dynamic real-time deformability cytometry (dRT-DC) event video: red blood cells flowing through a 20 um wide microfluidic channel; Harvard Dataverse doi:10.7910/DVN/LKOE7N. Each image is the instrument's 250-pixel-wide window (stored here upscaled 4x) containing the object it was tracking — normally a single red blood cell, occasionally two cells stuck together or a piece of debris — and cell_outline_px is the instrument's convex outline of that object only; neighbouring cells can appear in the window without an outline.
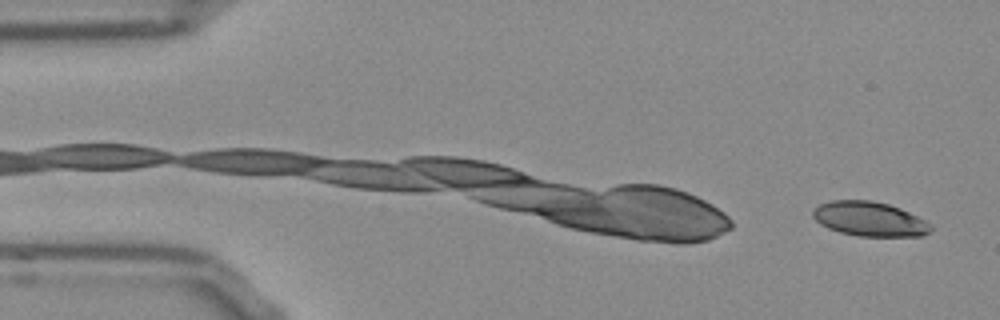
{"species": "Egyptian fruit bat (a non-hibernating species)", "species_latin": "Rousettus aegyptiacus", "temperature_condition": "room temperature", "stored_images_in_passage": 14, "camera_frame_rate_fps": 3000, "um_per_image_px": 0.085, "frame": {"image": 1, "passage_image": 3, "time_ms": 0.667, "image_size_px": [1000, 320], "cell_outline_px": [[932, 228], [924, 236], [860, 236], [840, 232], [828, 228], [820, 224], [812, 216], [812, 208], [820, 204], [832, 200], [872, 200], [888, 204], [900, 208], [932, 224]], "centroid_in_image_um": [73.89, 18.61], "position_along_channel_um": 11.1, "area_um2": 23.7}}